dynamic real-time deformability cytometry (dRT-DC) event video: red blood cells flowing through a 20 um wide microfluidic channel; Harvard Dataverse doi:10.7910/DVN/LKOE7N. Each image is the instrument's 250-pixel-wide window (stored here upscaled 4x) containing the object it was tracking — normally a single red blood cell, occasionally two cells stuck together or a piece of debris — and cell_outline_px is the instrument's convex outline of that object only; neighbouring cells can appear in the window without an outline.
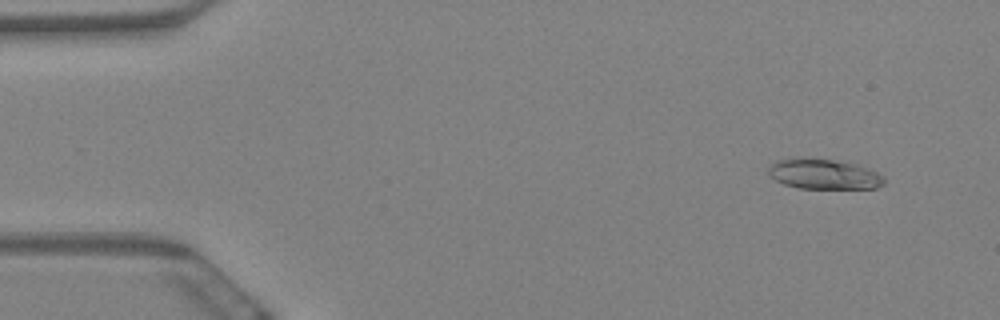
{"species": "Egyptian fruit bat (a non-hibernating species)", "species_latin": "Rousettus aegyptiacus", "temperature_condition": "warm", "stored_images_in_passage": 60, "camera_frame_rate_fps": 3000, "um_per_image_px": 0.085, "animal": {"sex": "female"}, "frame": {"image": 1, "passage_image": 5, "time_ms": 1.333, "image_size_px": [1000, 320], "cell_outline_px": [[884, 184], [876, 188], [800, 188], [784, 184], [768, 176], [768, 168], [776, 160], [792, 156], [808, 156], [856, 164], [876, 172], [884, 176]], "centroid_in_image_um": [69.96, 14.77], "position_along_channel_um": 15.0, "area_um2": 20.69}}
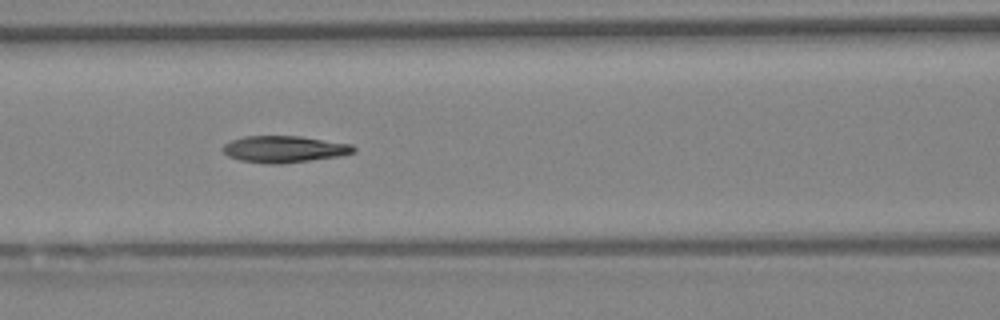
{"frame": {"image": 2, "passage_image": 26, "time_ms": 8.333, "image_size_px": [1000, 320], "cell_outline_px": [[356, 152], [340, 156], [312, 160], [280, 164], [268, 164], [240, 160], [228, 156], [224, 152], [224, 144], [232, 140], [244, 136], [300, 136], [352, 144], [356, 148]], "centroid_in_image_um": [24.2, 12.68], "position_along_channel_um": 142.4, "area_um2": 20.35}}
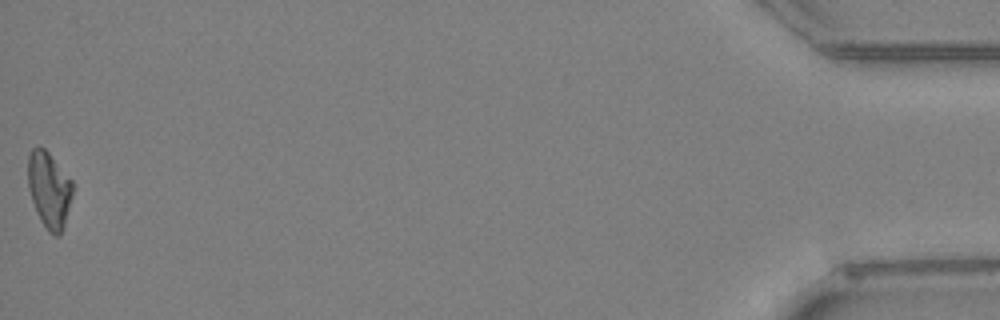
{"frame": {"image": 3, "passage_image": 60, "time_ms": 19.667, "image_size_px": [1000, 320], "cell_outline_px": [[72, 196], [64, 224], [60, 236], [56, 236], [48, 232], [40, 220], [36, 212], [28, 188], [28, 156], [32, 148], [40, 144], [48, 152], [72, 180]], "centroid_in_image_um": [4.16, 16.11], "position_along_channel_um": 431.0, "area_um2": 19.83}, "authors_computed_cell_mechanics": {"area_um2": 20.23, "velocity_mm_per_s": 3.4234, "shape_relaxation_time_tau1_ms": null, "shape_relaxation_time_tau2_ms": 3.1303, "deformation_change_tau1": null, "deformation_change_tau2": 0.1023}}